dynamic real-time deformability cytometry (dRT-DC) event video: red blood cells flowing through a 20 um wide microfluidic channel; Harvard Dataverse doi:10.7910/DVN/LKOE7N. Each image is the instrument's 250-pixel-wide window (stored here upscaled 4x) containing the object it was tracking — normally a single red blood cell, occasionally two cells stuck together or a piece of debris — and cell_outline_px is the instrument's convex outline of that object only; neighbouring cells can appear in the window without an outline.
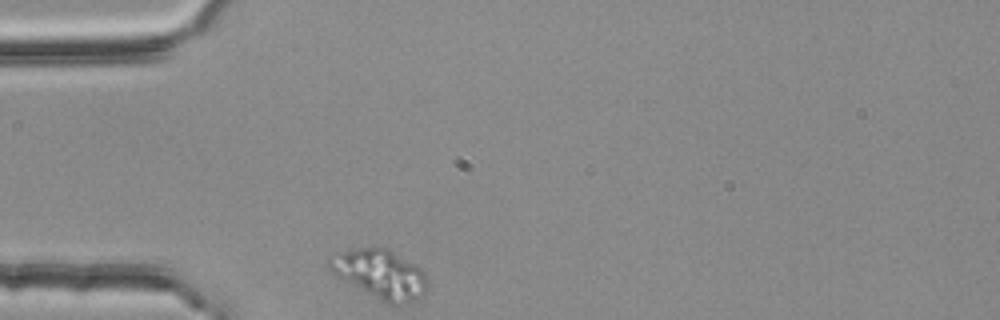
{"species": "common noctule bat (a hibernating species)", "species_latin": "Nyctalus noctula", "temperature_condition": "room temperature", "stored_images_in_passage": 31, "camera_frame_rate_fps": 3000, "um_per_image_px": 0.085, "animal": {"sex": "female", "body_mass_g": 25.1}, "frame": {"image": 1, "passage_image": 1, "time_ms": 0.0, "image_size_px": [1000, 320], "cell_outline_px": [[428, 292], [424, 296], [416, 300], [392, 304], [388, 304], [380, 300], [336, 276], [328, 268], [328, 256], [340, 252], [360, 248], [388, 248], [416, 264], [428, 276]], "centroid_in_image_um": [32.36, 23.3], "position_along_channel_um": 52.6, "area_um2": 28.09}}
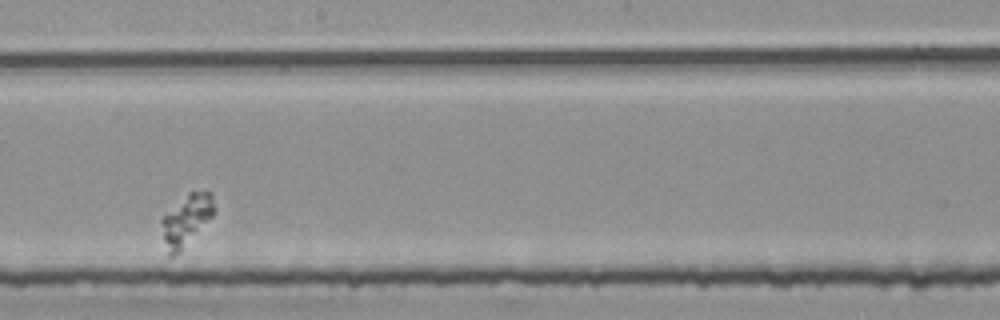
{"frame": {"image": 2, "passage_image": 18, "time_ms": 5.667, "image_size_px": [1000, 320], "cell_outline_px": [[216, 208], [212, 216], [180, 252], [176, 256], [168, 256], [164, 240], [160, 220], [188, 192], [204, 188], [212, 196]], "centroid_in_image_um": [15.85, 18.69], "position_along_channel_um": 232.3, "area_um2": 15.61}}
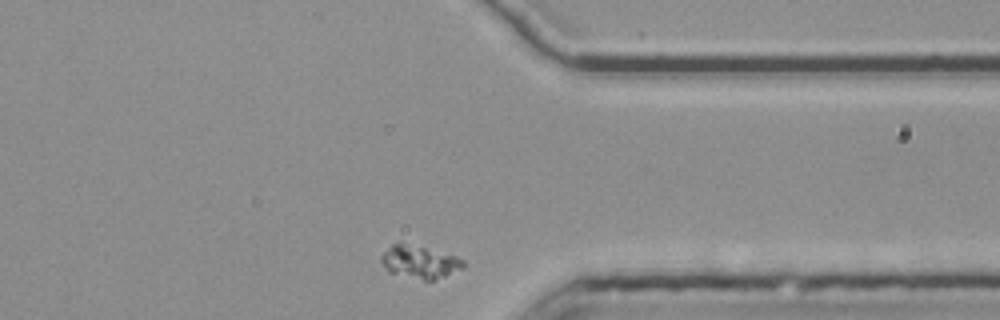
{"frame": {"image": 3, "passage_image": 31, "time_ms": 10.0, "image_size_px": [1000, 320], "cell_outline_px": [[464, 268], [444, 276], [432, 280], [424, 280], [388, 272], [380, 260], [380, 256], [392, 244], [400, 240], [456, 256], [464, 260]], "centroid_in_image_um": [35.65, 22.23], "position_along_channel_um": 375.8, "area_um2": 15.84}}